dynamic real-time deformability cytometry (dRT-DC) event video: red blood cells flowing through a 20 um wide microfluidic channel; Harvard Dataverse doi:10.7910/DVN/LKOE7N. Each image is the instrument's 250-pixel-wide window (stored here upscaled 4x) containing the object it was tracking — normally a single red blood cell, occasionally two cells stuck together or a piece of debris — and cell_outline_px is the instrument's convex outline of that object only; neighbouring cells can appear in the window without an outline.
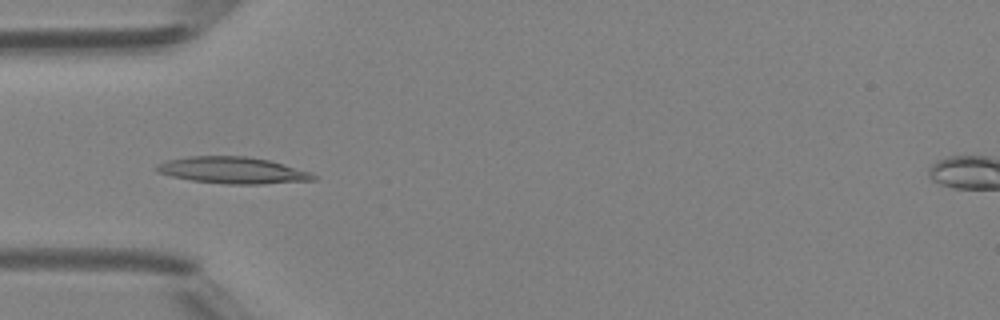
{"species": "Egyptian fruit bat (a non-hibernating species)", "species_latin": "Rousettus aegyptiacus", "temperature_condition": "room temperature", "stored_images_in_passage": 48, "camera_frame_rate_fps": 3000, "um_per_image_px": 0.085, "animal": {"sex": "female"}, "frame": {"image": 1, "passage_image": 15, "time_ms": 4.667, "image_size_px": [1000, 320], "cell_outline_px": [[316, 180], [260, 184], [228, 184], [192, 180], [172, 176], [156, 172], [152, 168], [168, 160], [188, 156], [248, 156], [268, 160], [312, 172], [316, 176]], "centroid_in_image_um": [19.78, 14.47], "position_along_channel_um": 65.2, "area_um2": 24.22}}
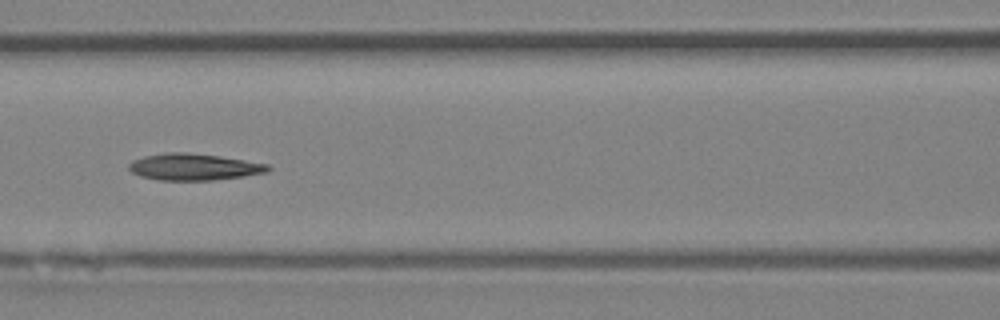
{"frame": {"image": 2, "passage_image": 21, "time_ms": 6.667, "image_size_px": [1000, 320], "cell_outline_px": [[272, 168], [268, 172], [244, 176], [212, 180], [160, 180], [140, 176], [132, 172], [128, 168], [128, 164], [132, 160], [144, 156], [168, 152], [184, 152], [220, 156], [268, 164]], "centroid_in_image_um": [16.47, 14.19], "position_along_channel_um": 150.1, "area_um2": 21.56}}
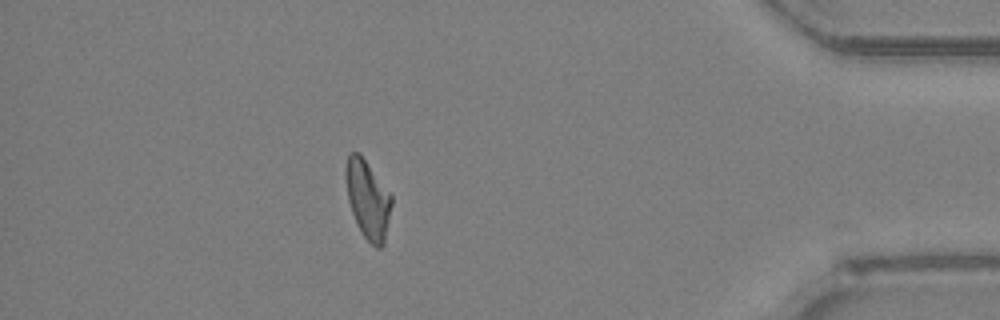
{"frame": {"image": 3, "passage_image": 42, "time_ms": 13.667, "image_size_px": [1000, 320], "cell_outline_px": [[392, 204], [384, 244], [380, 248], [376, 248], [364, 236], [352, 212], [348, 200], [344, 172], [344, 168], [348, 152], [356, 152], [364, 160], [392, 196]], "centroid_in_image_um": [31.25, 16.95], "position_along_channel_um": 404.0, "area_um2": 20.52}, "authors_computed_cell_mechanics": {"area_um2": 21.4727, "velocity_mm_per_s": 4.292, "shape_relaxation_time_tau1_ms": null, "shape_relaxation_time_tau2_ms": 8.7797, "deformation_change_tau1": null, "deformation_change_tau2": 0.209}}